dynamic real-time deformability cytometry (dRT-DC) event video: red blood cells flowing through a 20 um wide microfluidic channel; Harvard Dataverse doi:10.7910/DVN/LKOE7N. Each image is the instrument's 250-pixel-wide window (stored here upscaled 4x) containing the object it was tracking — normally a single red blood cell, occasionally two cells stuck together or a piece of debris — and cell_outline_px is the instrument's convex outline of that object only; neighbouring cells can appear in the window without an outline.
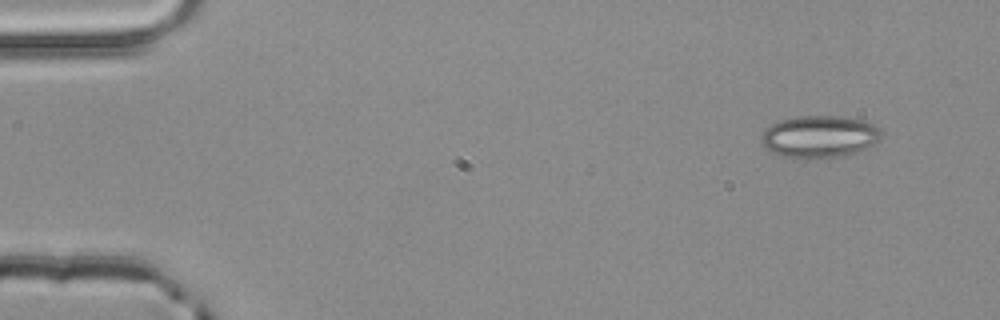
{"species": "common noctule bat (a hibernating species)", "species_latin": "Nyctalus noctula", "temperature_condition": "room temperature", "stored_images_in_passage": 4, "camera_frame_rate_fps": 3000, "um_per_image_px": 0.085, "animal": {"sex": "male", "body_mass_g": 20.4}, "frame": {"image": 1, "passage_image": 1, "time_ms": 0.0, "image_size_px": [1000, 320], "cell_outline_px": [[884, 132], [880, 140], [868, 148], [856, 152], [836, 156], [784, 156], [772, 152], [764, 148], [760, 144], [760, 136], [764, 128], [780, 120], [800, 116], [836, 116], [864, 120], [872, 124]], "centroid_in_image_um": [69.64, 11.58], "position_along_channel_um": 15.4, "area_um2": 29.13}}